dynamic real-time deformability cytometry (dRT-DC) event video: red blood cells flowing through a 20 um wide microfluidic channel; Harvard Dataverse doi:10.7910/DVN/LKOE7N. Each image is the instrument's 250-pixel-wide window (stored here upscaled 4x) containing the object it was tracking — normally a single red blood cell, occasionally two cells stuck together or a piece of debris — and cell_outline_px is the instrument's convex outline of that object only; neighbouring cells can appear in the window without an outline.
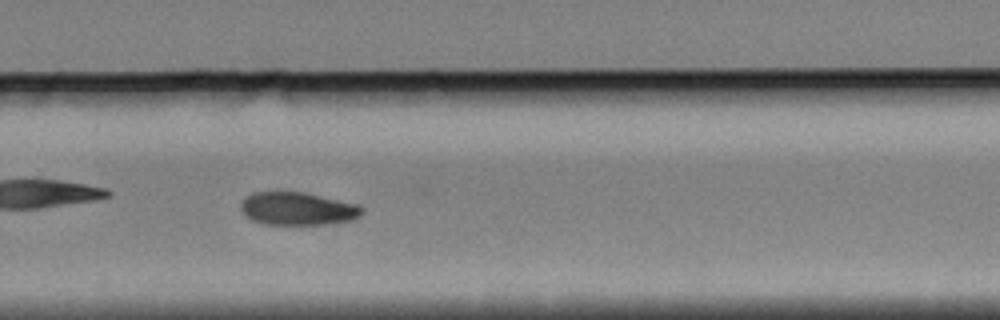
{"species": "Egyptian fruit bat (a non-hibernating species)", "species_latin": "Rousettus aegyptiacus", "temperature_condition": "cold", "stored_images_in_passage": 56, "camera_frame_rate_fps": 3000, "um_per_image_px": 0.085, "animal": {"sex": "female"}, "frame": {"image": 1, "passage_image": 40, "time_ms": 13.0, "image_size_px": [1000, 320], "cell_outline_px": [[364, 212], [356, 220], [320, 224], [264, 224], [252, 220], [240, 208], [240, 204], [252, 192], [304, 192], [356, 204], [364, 208]], "centroid_in_image_um": [25.33, 17.74], "position_along_channel_um": 304.5, "area_um2": 23.06}}